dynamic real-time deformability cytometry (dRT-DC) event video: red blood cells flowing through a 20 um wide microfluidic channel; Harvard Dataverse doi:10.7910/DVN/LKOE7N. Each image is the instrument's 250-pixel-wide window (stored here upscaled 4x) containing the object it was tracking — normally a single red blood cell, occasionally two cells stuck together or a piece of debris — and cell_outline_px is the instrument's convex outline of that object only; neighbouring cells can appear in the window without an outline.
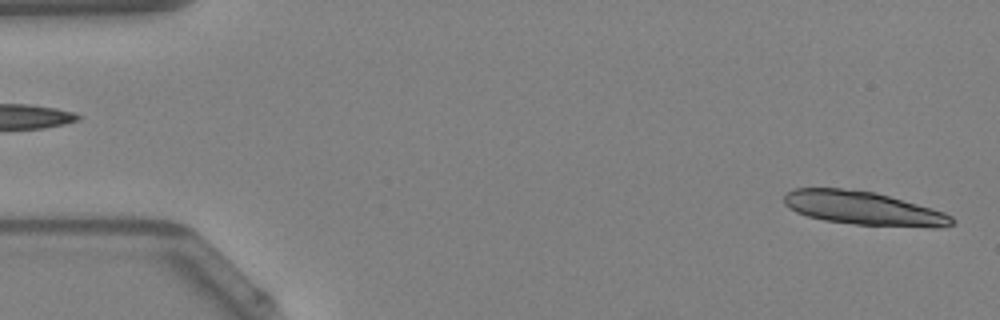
{"species": "Egyptian fruit bat (a non-hibernating species)", "species_latin": "Rousettus aegyptiacus", "temperature_condition": "warm", "stored_images_in_passage": 49, "segment_of_instrument_passage": [1, 2], "camera_frame_rate_fps": 3000, "um_per_image_px": 0.085, "animal": {"sex": "female"}, "frame": {"image": 1, "passage_image": 2, "time_ms": 0.333, "image_size_px": [1000, 320], "cell_outline_px": [[956, 224], [944, 228], [936, 228], [856, 224], [824, 220], [808, 216], [796, 212], [788, 208], [784, 204], [784, 196], [788, 192], [796, 188], [840, 188], [876, 192], [932, 208], [944, 212], [952, 216], [956, 220]], "centroid_in_image_um": [73.45, 17.71], "position_along_channel_um": 11.5, "area_um2": 33.0}}